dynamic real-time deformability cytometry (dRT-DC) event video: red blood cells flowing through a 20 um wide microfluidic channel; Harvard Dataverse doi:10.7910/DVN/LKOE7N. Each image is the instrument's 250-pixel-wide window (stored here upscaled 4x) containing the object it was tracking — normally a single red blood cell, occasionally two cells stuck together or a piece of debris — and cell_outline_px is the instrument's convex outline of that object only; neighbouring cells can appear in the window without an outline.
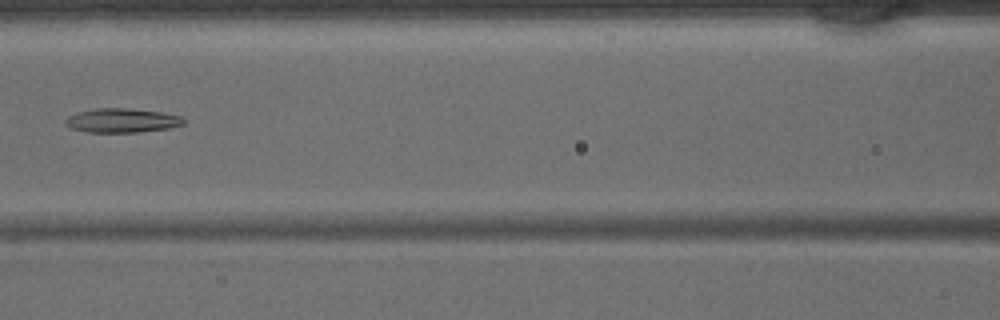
{"species": "common noctule bat (a hibernating species)", "species_latin": "Nyctalus noctula", "temperature_condition": "warm", "stored_images_in_passage": 42, "camera_frame_rate_fps": 3000, "um_per_image_px": 0.085, "animal": {"sex": "male", "body_mass_g": 15.6}, "frame": {"image": 1, "passage_image": 19, "time_ms": 6.0, "image_size_px": [1000, 320], "cell_outline_px": [[184, 124], [168, 128], [136, 132], [84, 132], [72, 128], [64, 124], [64, 120], [68, 116], [80, 112], [96, 108], [128, 108], [160, 112], [180, 116], [184, 120]], "centroid_in_image_um": [10.33, 10.24], "position_along_channel_um": 156.3, "area_um2": 16.47}}
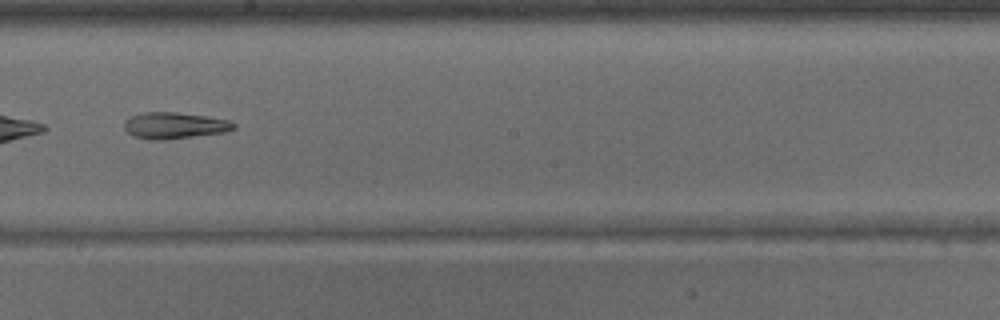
{"frame": {"image": 2, "passage_image": 24, "time_ms": 7.667, "image_size_px": [1000, 320], "cell_outline_px": [[236, 128], [224, 132], [164, 140], [148, 140], [132, 136], [124, 128], [124, 120], [132, 116], [144, 112], [176, 112], [204, 116], [228, 120], [236, 124]], "centroid_in_image_um": [14.79, 10.67], "position_along_channel_um": 233.4, "area_um2": 16.82}}